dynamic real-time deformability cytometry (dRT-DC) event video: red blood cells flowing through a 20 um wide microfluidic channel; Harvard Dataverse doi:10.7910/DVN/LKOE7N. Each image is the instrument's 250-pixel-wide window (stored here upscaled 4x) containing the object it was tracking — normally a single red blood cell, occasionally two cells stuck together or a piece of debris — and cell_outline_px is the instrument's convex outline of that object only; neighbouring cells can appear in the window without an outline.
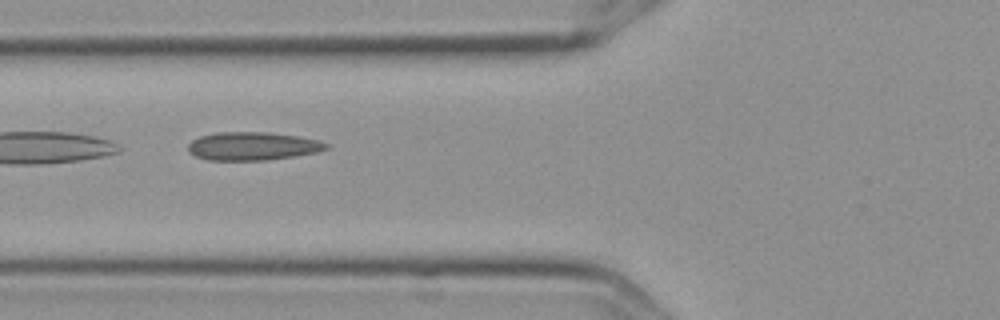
{"species": "Egyptian fruit bat (a non-hibernating species)", "species_latin": "Rousettus aegyptiacus", "temperature_condition": "cold", "stored_images_in_passage": 3, "camera_frame_rate_fps": 3000, "um_per_image_px": 0.085, "frame": {"image": 1, "passage_image": 2, "time_ms": 0.333, "image_size_px": [1000, 320], "cell_outline_px": [[328, 148], [316, 152], [296, 156], [268, 160], [208, 160], [196, 156], [188, 152], [188, 144], [192, 140], [200, 136], [216, 132], [268, 132], [296, 136], [320, 140], [328, 144]], "centroid_in_image_um": [21.46, 12.42], "position_along_channel_um": 104.3, "area_um2": 22.77}}